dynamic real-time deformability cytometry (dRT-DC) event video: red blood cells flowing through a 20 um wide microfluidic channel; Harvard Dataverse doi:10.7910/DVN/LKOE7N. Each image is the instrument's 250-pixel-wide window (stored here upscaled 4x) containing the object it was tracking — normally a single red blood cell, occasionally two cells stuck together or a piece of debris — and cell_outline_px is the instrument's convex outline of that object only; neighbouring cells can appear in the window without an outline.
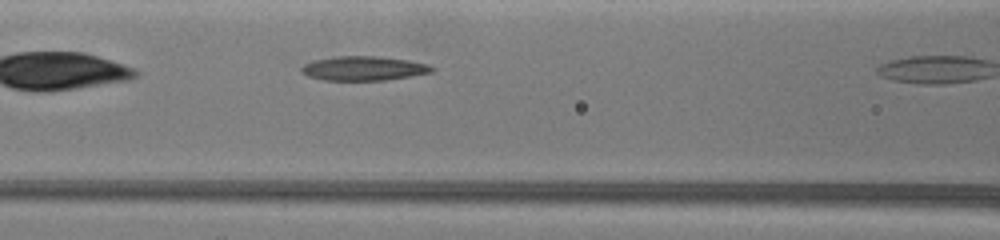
{"species": "common noctule bat (a hibernating species)", "species_latin": "Nyctalus noctula", "temperature_condition": "warm", "stored_images_in_passage": 7, "camera_frame_rate_fps": 3000, "um_per_image_px": 0.085, "animal": {"sex": "female", "body_mass_g": 19.5, "forearm_length_mm": 54.1}, "frame": {"image": 1, "passage_image": 4, "time_ms": 1.0, "image_size_px": [1000, 240], "cell_outline_px": [[436, 68], [432, 72], [384, 80], [324, 80], [308, 76], [300, 72], [300, 68], [304, 64], [316, 60], [336, 56], [376, 56], [408, 60], [424, 64]], "centroid_in_image_um": [30.86, 5.81], "position_along_channel_um": 135.7, "area_um2": 18.21}}